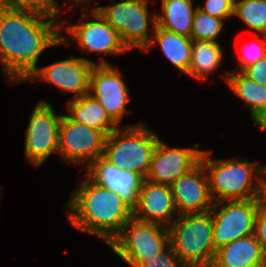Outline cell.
<instances>
[{
  "label": "cell",
  "instance_id": "obj_28",
  "mask_svg": "<svg viewBox=\"0 0 266 267\" xmlns=\"http://www.w3.org/2000/svg\"><path fill=\"white\" fill-rule=\"evenodd\" d=\"M197 7L215 18L226 20L234 16L235 0H206L204 7Z\"/></svg>",
  "mask_w": 266,
  "mask_h": 267
},
{
  "label": "cell",
  "instance_id": "obj_24",
  "mask_svg": "<svg viewBox=\"0 0 266 267\" xmlns=\"http://www.w3.org/2000/svg\"><path fill=\"white\" fill-rule=\"evenodd\" d=\"M234 15L260 35H266V0H235Z\"/></svg>",
  "mask_w": 266,
  "mask_h": 267
},
{
  "label": "cell",
  "instance_id": "obj_9",
  "mask_svg": "<svg viewBox=\"0 0 266 267\" xmlns=\"http://www.w3.org/2000/svg\"><path fill=\"white\" fill-rule=\"evenodd\" d=\"M106 135L98 129L88 127L62 115L59 125L58 154L65 162L87 163L103 156Z\"/></svg>",
  "mask_w": 266,
  "mask_h": 267
},
{
  "label": "cell",
  "instance_id": "obj_35",
  "mask_svg": "<svg viewBox=\"0 0 266 267\" xmlns=\"http://www.w3.org/2000/svg\"><path fill=\"white\" fill-rule=\"evenodd\" d=\"M257 267H266V258Z\"/></svg>",
  "mask_w": 266,
  "mask_h": 267
},
{
  "label": "cell",
  "instance_id": "obj_6",
  "mask_svg": "<svg viewBox=\"0 0 266 267\" xmlns=\"http://www.w3.org/2000/svg\"><path fill=\"white\" fill-rule=\"evenodd\" d=\"M168 227L131 218L121 233L109 244L128 265L157 256L169 246Z\"/></svg>",
  "mask_w": 266,
  "mask_h": 267
},
{
  "label": "cell",
  "instance_id": "obj_14",
  "mask_svg": "<svg viewBox=\"0 0 266 267\" xmlns=\"http://www.w3.org/2000/svg\"><path fill=\"white\" fill-rule=\"evenodd\" d=\"M170 188L178 215L205 213L212 209L214 201L201 162L176 179Z\"/></svg>",
  "mask_w": 266,
  "mask_h": 267
},
{
  "label": "cell",
  "instance_id": "obj_21",
  "mask_svg": "<svg viewBox=\"0 0 266 267\" xmlns=\"http://www.w3.org/2000/svg\"><path fill=\"white\" fill-rule=\"evenodd\" d=\"M192 0H162L161 15L156 13V26L166 31L191 37L196 12Z\"/></svg>",
  "mask_w": 266,
  "mask_h": 267
},
{
  "label": "cell",
  "instance_id": "obj_16",
  "mask_svg": "<svg viewBox=\"0 0 266 267\" xmlns=\"http://www.w3.org/2000/svg\"><path fill=\"white\" fill-rule=\"evenodd\" d=\"M95 20L66 26V31L78 43L79 48L92 53L124 54L127 47L122 43L119 33L94 9Z\"/></svg>",
  "mask_w": 266,
  "mask_h": 267
},
{
  "label": "cell",
  "instance_id": "obj_17",
  "mask_svg": "<svg viewBox=\"0 0 266 267\" xmlns=\"http://www.w3.org/2000/svg\"><path fill=\"white\" fill-rule=\"evenodd\" d=\"M176 211L170 186L143 180L133 218L169 227L178 217Z\"/></svg>",
  "mask_w": 266,
  "mask_h": 267
},
{
  "label": "cell",
  "instance_id": "obj_13",
  "mask_svg": "<svg viewBox=\"0 0 266 267\" xmlns=\"http://www.w3.org/2000/svg\"><path fill=\"white\" fill-rule=\"evenodd\" d=\"M198 147L199 143H196L192 149L172 148L159 139L145 179L156 184L170 186L200 162L203 150H198Z\"/></svg>",
  "mask_w": 266,
  "mask_h": 267
},
{
  "label": "cell",
  "instance_id": "obj_25",
  "mask_svg": "<svg viewBox=\"0 0 266 267\" xmlns=\"http://www.w3.org/2000/svg\"><path fill=\"white\" fill-rule=\"evenodd\" d=\"M223 26V19L215 18L197 8L192 22L191 39L217 42L216 38Z\"/></svg>",
  "mask_w": 266,
  "mask_h": 267
},
{
  "label": "cell",
  "instance_id": "obj_12",
  "mask_svg": "<svg viewBox=\"0 0 266 267\" xmlns=\"http://www.w3.org/2000/svg\"><path fill=\"white\" fill-rule=\"evenodd\" d=\"M95 63L87 58L62 60L46 67L35 69L25 81H40L54 84L61 90L72 92L73 98L90 93V73Z\"/></svg>",
  "mask_w": 266,
  "mask_h": 267
},
{
  "label": "cell",
  "instance_id": "obj_32",
  "mask_svg": "<svg viewBox=\"0 0 266 267\" xmlns=\"http://www.w3.org/2000/svg\"><path fill=\"white\" fill-rule=\"evenodd\" d=\"M260 130L266 132V111L261 112L256 118L253 119Z\"/></svg>",
  "mask_w": 266,
  "mask_h": 267
},
{
  "label": "cell",
  "instance_id": "obj_18",
  "mask_svg": "<svg viewBox=\"0 0 266 267\" xmlns=\"http://www.w3.org/2000/svg\"><path fill=\"white\" fill-rule=\"evenodd\" d=\"M265 258L261 244L251 234L217 249L210 267H257Z\"/></svg>",
  "mask_w": 266,
  "mask_h": 267
},
{
  "label": "cell",
  "instance_id": "obj_11",
  "mask_svg": "<svg viewBox=\"0 0 266 267\" xmlns=\"http://www.w3.org/2000/svg\"><path fill=\"white\" fill-rule=\"evenodd\" d=\"M90 91H93L94 95H91L99 101L117 125L123 115L129 112L125 108L130 96L129 89L118 68L114 69L105 60L95 64L91 70Z\"/></svg>",
  "mask_w": 266,
  "mask_h": 267
},
{
  "label": "cell",
  "instance_id": "obj_2",
  "mask_svg": "<svg viewBox=\"0 0 266 267\" xmlns=\"http://www.w3.org/2000/svg\"><path fill=\"white\" fill-rule=\"evenodd\" d=\"M67 203L66 212L71 224L105 240L108 246L133 217V210L118 193L89 178L81 183Z\"/></svg>",
  "mask_w": 266,
  "mask_h": 267
},
{
  "label": "cell",
  "instance_id": "obj_31",
  "mask_svg": "<svg viewBox=\"0 0 266 267\" xmlns=\"http://www.w3.org/2000/svg\"><path fill=\"white\" fill-rule=\"evenodd\" d=\"M242 73L251 80L266 85V56L245 68Z\"/></svg>",
  "mask_w": 266,
  "mask_h": 267
},
{
  "label": "cell",
  "instance_id": "obj_27",
  "mask_svg": "<svg viewBox=\"0 0 266 267\" xmlns=\"http://www.w3.org/2000/svg\"><path fill=\"white\" fill-rule=\"evenodd\" d=\"M0 5L12 8L32 9L53 17H57L58 11H61V8L58 7L55 0H0Z\"/></svg>",
  "mask_w": 266,
  "mask_h": 267
},
{
  "label": "cell",
  "instance_id": "obj_20",
  "mask_svg": "<svg viewBox=\"0 0 266 267\" xmlns=\"http://www.w3.org/2000/svg\"><path fill=\"white\" fill-rule=\"evenodd\" d=\"M68 116L77 123L101 130L106 136L117 127L105 108L91 93L78 98H72L67 106Z\"/></svg>",
  "mask_w": 266,
  "mask_h": 267
},
{
  "label": "cell",
  "instance_id": "obj_7",
  "mask_svg": "<svg viewBox=\"0 0 266 267\" xmlns=\"http://www.w3.org/2000/svg\"><path fill=\"white\" fill-rule=\"evenodd\" d=\"M261 203V198H253L213 204L210 211L213 216L215 250L239 238L254 234L256 216Z\"/></svg>",
  "mask_w": 266,
  "mask_h": 267
},
{
  "label": "cell",
  "instance_id": "obj_19",
  "mask_svg": "<svg viewBox=\"0 0 266 267\" xmlns=\"http://www.w3.org/2000/svg\"><path fill=\"white\" fill-rule=\"evenodd\" d=\"M155 35L151 37V41L148 46L143 50L144 52L149 51L155 43H159L161 51L164 53L166 58L180 70L187 75L190 66L192 43L191 37H186L166 31L156 26V14L150 16Z\"/></svg>",
  "mask_w": 266,
  "mask_h": 267
},
{
  "label": "cell",
  "instance_id": "obj_15",
  "mask_svg": "<svg viewBox=\"0 0 266 267\" xmlns=\"http://www.w3.org/2000/svg\"><path fill=\"white\" fill-rule=\"evenodd\" d=\"M86 174L94 183L118 193L132 210L137 206L139 191L144 180L140 174L121 169L103 156L87 166Z\"/></svg>",
  "mask_w": 266,
  "mask_h": 267
},
{
  "label": "cell",
  "instance_id": "obj_29",
  "mask_svg": "<svg viewBox=\"0 0 266 267\" xmlns=\"http://www.w3.org/2000/svg\"><path fill=\"white\" fill-rule=\"evenodd\" d=\"M136 267H186L169 245L157 256L140 262Z\"/></svg>",
  "mask_w": 266,
  "mask_h": 267
},
{
  "label": "cell",
  "instance_id": "obj_34",
  "mask_svg": "<svg viewBox=\"0 0 266 267\" xmlns=\"http://www.w3.org/2000/svg\"><path fill=\"white\" fill-rule=\"evenodd\" d=\"M72 1H74L73 3H76V2H77V5H78V3H80L79 6H81L82 3H83L84 5L87 4V6H90V4H91V2H92L93 0H72Z\"/></svg>",
  "mask_w": 266,
  "mask_h": 267
},
{
  "label": "cell",
  "instance_id": "obj_5",
  "mask_svg": "<svg viewBox=\"0 0 266 267\" xmlns=\"http://www.w3.org/2000/svg\"><path fill=\"white\" fill-rule=\"evenodd\" d=\"M116 128L106 136L103 157L110 163L147 176L159 137L142 123Z\"/></svg>",
  "mask_w": 266,
  "mask_h": 267
},
{
  "label": "cell",
  "instance_id": "obj_23",
  "mask_svg": "<svg viewBox=\"0 0 266 267\" xmlns=\"http://www.w3.org/2000/svg\"><path fill=\"white\" fill-rule=\"evenodd\" d=\"M230 89L248 105L252 119L266 111V85L237 72L225 78Z\"/></svg>",
  "mask_w": 266,
  "mask_h": 267
},
{
  "label": "cell",
  "instance_id": "obj_30",
  "mask_svg": "<svg viewBox=\"0 0 266 267\" xmlns=\"http://www.w3.org/2000/svg\"><path fill=\"white\" fill-rule=\"evenodd\" d=\"M254 235L261 244L262 250L266 255V207L262 203L258 208Z\"/></svg>",
  "mask_w": 266,
  "mask_h": 267
},
{
  "label": "cell",
  "instance_id": "obj_22",
  "mask_svg": "<svg viewBox=\"0 0 266 267\" xmlns=\"http://www.w3.org/2000/svg\"><path fill=\"white\" fill-rule=\"evenodd\" d=\"M223 59L220 44L214 41L193 40L188 75L197 79H206L219 68Z\"/></svg>",
  "mask_w": 266,
  "mask_h": 267
},
{
  "label": "cell",
  "instance_id": "obj_4",
  "mask_svg": "<svg viewBox=\"0 0 266 267\" xmlns=\"http://www.w3.org/2000/svg\"><path fill=\"white\" fill-rule=\"evenodd\" d=\"M168 232L171 248L186 267H209L212 264L216 250L211 211L178 215Z\"/></svg>",
  "mask_w": 266,
  "mask_h": 267
},
{
  "label": "cell",
  "instance_id": "obj_8",
  "mask_svg": "<svg viewBox=\"0 0 266 267\" xmlns=\"http://www.w3.org/2000/svg\"><path fill=\"white\" fill-rule=\"evenodd\" d=\"M149 0H123L121 2L93 8L115 29L122 43L130 50H144L149 38Z\"/></svg>",
  "mask_w": 266,
  "mask_h": 267
},
{
  "label": "cell",
  "instance_id": "obj_1",
  "mask_svg": "<svg viewBox=\"0 0 266 267\" xmlns=\"http://www.w3.org/2000/svg\"><path fill=\"white\" fill-rule=\"evenodd\" d=\"M57 21L36 10L0 5V63L10 82H24L47 47L68 45Z\"/></svg>",
  "mask_w": 266,
  "mask_h": 267
},
{
  "label": "cell",
  "instance_id": "obj_3",
  "mask_svg": "<svg viewBox=\"0 0 266 267\" xmlns=\"http://www.w3.org/2000/svg\"><path fill=\"white\" fill-rule=\"evenodd\" d=\"M210 152L203 151L200 162L207 170L208 185L214 203L222 201L260 198L266 165H258L248 160H210ZM254 173H259L258 183L253 184Z\"/></svg>",
  "mask_w": 266,
  "mask_h": 267
},
{
  "label": "cell",
  "instance_id": "obj_10",
  "mask_svg": "<svg viewBox=\"0 0 266 267\" xmlns=\"http://www.w3.org/2000/svg\"><path fill=\"white\" fill-rule=\"evenodd\" d=\"M61 117L44 100L35 106L26 130L24 146V154L31 164L40 166L52 153H58Z\"/></svg>",
  "mask_w": 266,
  "mask_h": 267
},
{
  "label": "cell",
  "instance_id": "obj_33",
  "mask_svg": "<svg viewBox=\"0 0 266 267\" xmlns=\"http://www.w3.org/2000/svg\"><path fill=\"white\" fill-rule=\"evenodd\" d=\"M260 198H261L262 204L266 207V175H265L264 180H263Z\"/></svg>",
  "mask_w": 266,
  "mask_h": 267
},
{
  "label": "cell",
  "instance_id": "obj_26",
  "mask_svg": "<svg viewBox=\"0 0 266 267\" xmlns=\"http://www.w3.org/2000/svg\"><path fill=\"white\" fill-rule=\"evenodd\" d=\"M257 35L256 41L251 45H245L239 52V65L236 69L237 72H242L245 68L253 65L260 59L266 56V35H263V40L259 39Z\"/></svg>",
  "mask_w": 266,
  "mask_h": 267
}]
</instances>
